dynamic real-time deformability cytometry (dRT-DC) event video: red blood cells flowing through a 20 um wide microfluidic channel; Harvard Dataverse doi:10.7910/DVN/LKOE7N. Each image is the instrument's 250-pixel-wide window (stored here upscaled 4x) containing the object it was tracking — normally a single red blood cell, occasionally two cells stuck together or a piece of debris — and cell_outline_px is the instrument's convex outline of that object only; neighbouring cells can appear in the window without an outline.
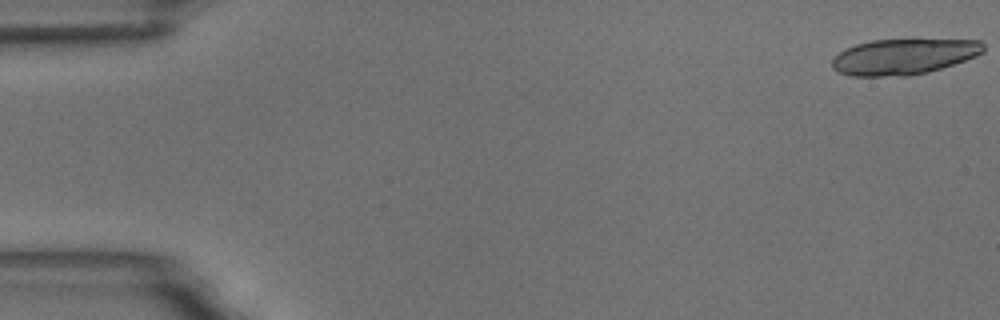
{"species": "common noctule bat (a hibernating species)", "species_latin": "Nyctalus noctula", "temperature_condition": "room temperature", "stored_images_in_passage": 20, "camera_frame_rate_fps": 3000, "um_per_image_px": 0.085, "animal": {"sex": "male", "body_mass_g": 18.8}, "frame": {"image": 1, "passage_image": 1, "time_ms": 0.0, "image_size_px": [1000, 320], "cell_outline_px": [[984, 52], [976, 56], [928, 72], [908, 76], [852, 76], [836, 72], [832, 68], [832, 60], [844, 48], [856, 44], [872, 40], [912, 36], [980, 40], [984, 44]], "centroid_in_image_um": [76.85, 4.75], "position_along_channel_um": 8.2, "area_um2": 32.95}}